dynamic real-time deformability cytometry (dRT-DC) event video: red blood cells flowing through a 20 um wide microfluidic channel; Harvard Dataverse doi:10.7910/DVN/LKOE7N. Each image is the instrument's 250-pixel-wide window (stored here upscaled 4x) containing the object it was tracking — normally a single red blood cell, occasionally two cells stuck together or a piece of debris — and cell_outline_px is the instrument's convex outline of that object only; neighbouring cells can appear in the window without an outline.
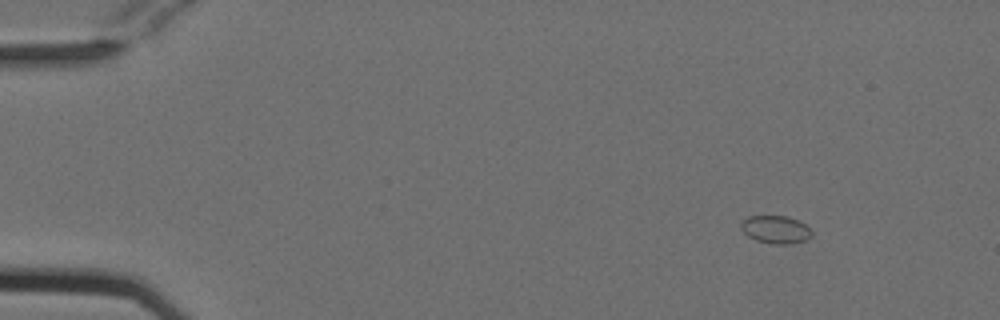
{"species": "Egyptian fruit bat (a non-hibernating species)", "species_latin": "Rousettus aegyptiacus", "temperature_condition": "cold", "stored_images_in_passage": 14, "camera_frame_rate_fps": 3000, "um_per_image_px": 0.085, "animal": {"sex": "female"}, "frame": {"image": 1, "passage_image": 1, "time_ms": 0.0, "image_size_px": [1000, 320], "cell_outline_px": [[812, 236], [804, 240], [792, 244], [772, 244], [756, 240], [748, 236], [740, 228], [740, 224], [748, 216], [788, 216], [800, 220], [812, 232]], "centroid_in_image_um": [65.93, 19.51], "position_along_channel_um": 19.1, "area_um2": 11.5}}
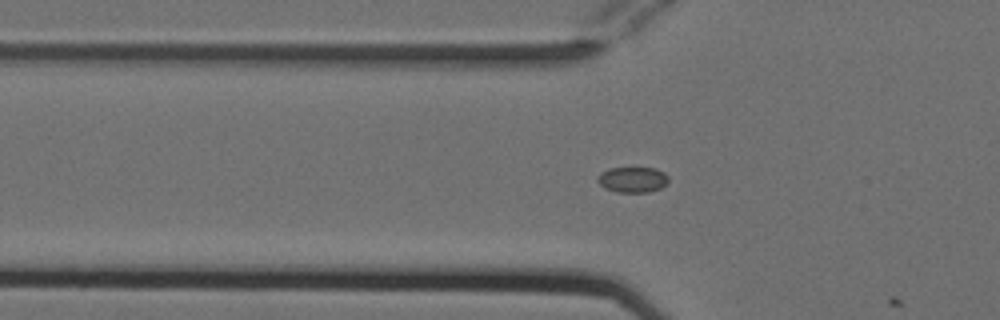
{"frame": {"image": 2, "passage_image": 13, "time_ms": 4.0, "image_size_px": [1000, 320], "cell_outline_px": [[668, 184], [660, 188], [648, 192], [616, 192], [604, 188], [596, 180], [600, 172], [608, 168], [656, 168], [664, 172], [668, 176]], "centroid_in_image_um": [53.77, 15.26], "position_along_channel_um": 72.0, "area_um2": 10.69}}